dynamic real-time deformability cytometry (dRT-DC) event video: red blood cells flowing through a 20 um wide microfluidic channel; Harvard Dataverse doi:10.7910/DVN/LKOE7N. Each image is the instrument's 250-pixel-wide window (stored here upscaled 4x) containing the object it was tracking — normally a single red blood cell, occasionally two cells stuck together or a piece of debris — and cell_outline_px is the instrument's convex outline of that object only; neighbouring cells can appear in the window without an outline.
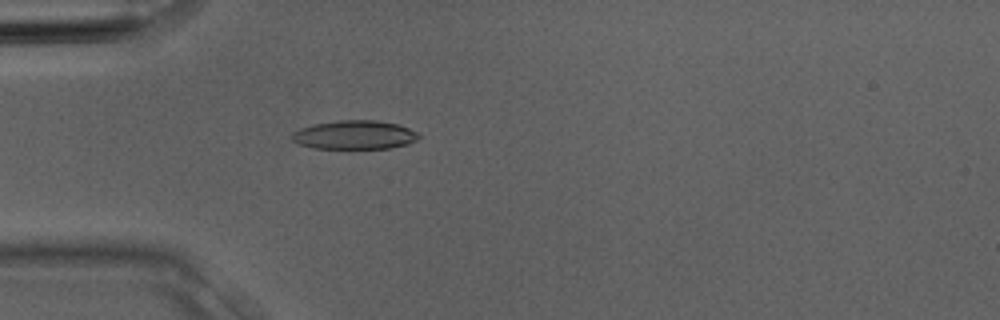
{"species": "Egyptian fruit bat (a non-hibernating species)", "species_latin": "Rousettus aegyptiacus", "temperature_condition": "room temperature", "stored_images_in_passage": 3, "camera_frame_rate_fps": 3000, "um_per_image_px": 0.085, "animal": {"sex": "male"}, "frame": {"image": 1, "passage_image": 3, "time_ms": 0.667, "image_size_px": [1000, 320], "cell_outline_px": [[420, 136], [416, 140], [408, 144], [388, 148], [312, 148], [300, 144], [292, 140], [288, 136], [292, 132], [300, 128], [316, 124], [340, 120], [376, 120], [396, 124], [408, 128], [416, 132]], "centroid_in_image_um": [30.1, 11.46], "position_along_channel_um": 54.9, "area_um2": 21.15}}